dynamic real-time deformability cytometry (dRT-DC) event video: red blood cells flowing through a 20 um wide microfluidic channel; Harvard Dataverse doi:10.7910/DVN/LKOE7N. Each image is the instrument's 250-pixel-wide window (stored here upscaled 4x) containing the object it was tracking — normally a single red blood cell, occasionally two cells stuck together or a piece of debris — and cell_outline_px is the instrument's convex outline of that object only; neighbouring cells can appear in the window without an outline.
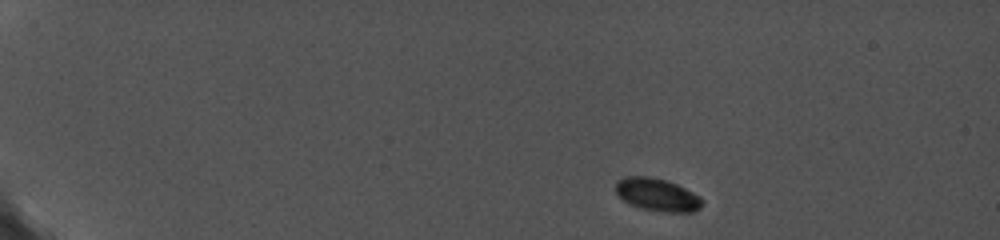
{"species": "common noctule bat (a hibernating species)", "species_latin": "Nyctalus noctula", "temperature_condition": "cold", "stored_images_in_passage": 10, "camera_frame_rate_fps": 5000, "um_per_image_px": 0.085, "animal": {"sex": "female", "body_mass_g": 19.0, "forearm_length_mm": 56.7}, "frame": {"image": 1, "passage_image": 1, "time_ms": 0.0, "image_size_px": [1000, 240], "cell_outline_px": [[704, 204], [700, 208], [692, 212], [660, 212], [640, 208], [624, 200], [616, 192], [616, 180], [624, 176], [648, 176], [668, 180], [700, 196], [704, 200]], "centroid_in_image_um": [55.88, 16.55], "position_along_channel_um": 29.1, "area_um2": 16.65}}
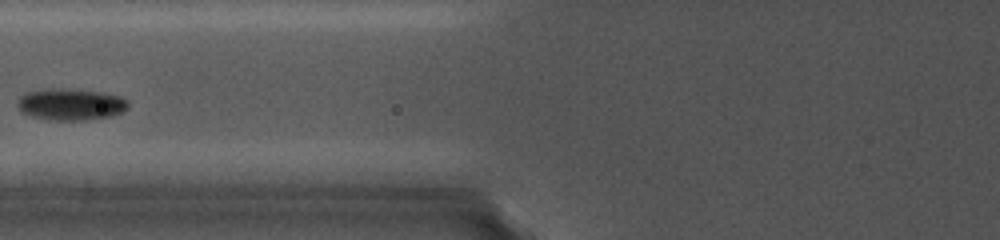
{"frame": {"image": 2, "passage_image": 7, "time_ms": 5.6, "image_size_px": [1000, 240], "cell_outline_px": [[128, 108], [124, 112], [112, 116], [88, 120], [48, 120], [32, 116], [20, 112], [16, 104], [20, 96], [28, 92], [96, 92], [116, 96], [124, 100], [128, 104]], "centroid_in_image_um": [6.01, 8.96], "position_along_channel_um": 119.8, "area_um2": 19.13}}
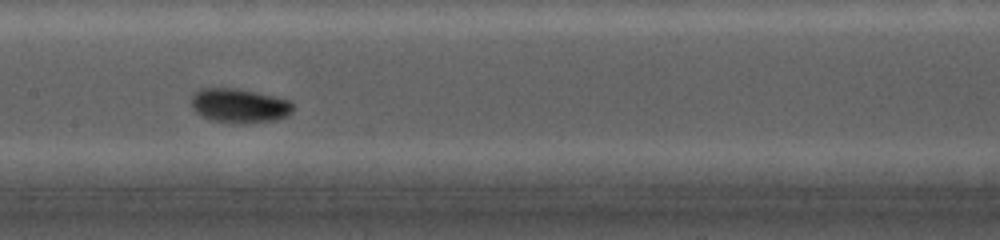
{"frame": {"image": 3, "passage_image": 9, "time_ms": 7.4, "image_size_px": [1000, 240], "cell_outline_px": [[292, 112], [288, 116], [276, 120], [248, 124], [232, 124], [208, 120], [200, 116], [192, 108], [192, 96], [196, 92], [208, 88], [228, 88], [256, 92], [288, 100], [292, 104]], "centroid_in_image_um": [20.33, 9.03], "position_along_channel_um": 187.1, "area_um2": 20.4}}